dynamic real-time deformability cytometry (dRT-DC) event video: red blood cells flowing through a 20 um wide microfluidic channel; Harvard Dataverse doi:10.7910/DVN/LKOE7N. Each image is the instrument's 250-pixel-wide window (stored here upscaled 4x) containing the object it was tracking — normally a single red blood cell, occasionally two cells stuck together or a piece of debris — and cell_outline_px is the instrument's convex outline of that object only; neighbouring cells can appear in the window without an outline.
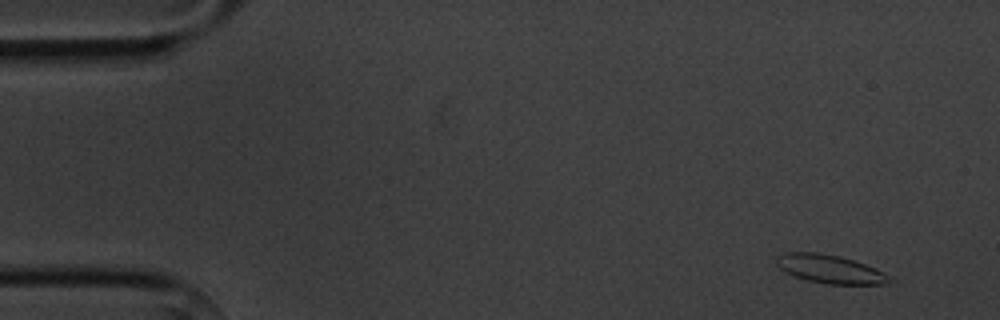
{"species": "common noctule bat (a hibernating species)", "species_latin": "Nyctalus noctula", "temperature_condition": "cold", "stored_images_in_passage": 4, "camera_frame_rate_fps": 3000, "um_per_image_px": 0.085, "animal": {"sex": "male", "body_mass_g": 20.1, "forearm_length_mm": 53.5}, "frame": {"image": 1, "passage_image": 1, "time_ms": 0.0, "image_size_px": [1000, 320], "cell_outline_px": [[896, 280], [884, 284], [828, 284], [808, 280], [796, 276], [780, 268], [776, 264], [776, 256], [784, 252], [816, 252], [840, 256], [876, 268], [892, 276]], "centroid_in_image_um": [70.6, 22.87], "position_along_channel_um": 14.4, "area_um2": 18.73}}